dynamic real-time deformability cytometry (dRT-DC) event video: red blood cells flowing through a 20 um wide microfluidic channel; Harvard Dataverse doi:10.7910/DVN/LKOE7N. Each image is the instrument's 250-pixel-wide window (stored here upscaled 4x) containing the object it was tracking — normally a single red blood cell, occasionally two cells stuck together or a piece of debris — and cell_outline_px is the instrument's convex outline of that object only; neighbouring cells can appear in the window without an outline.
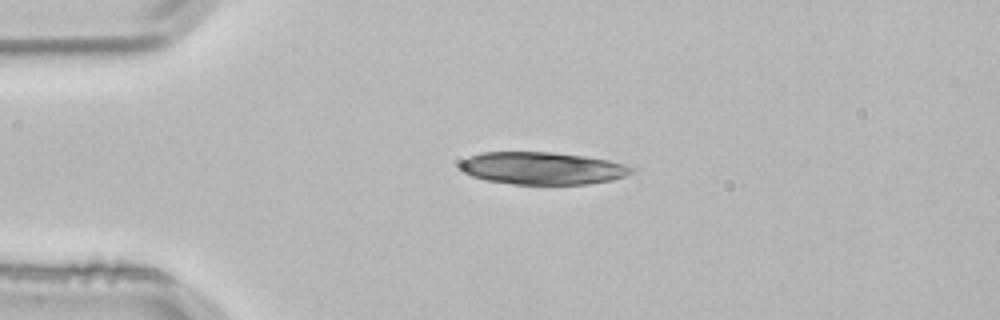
{"species": "common noctule bat (a hibernating species)", "species_latin": "Nyctalus noctula", "temperature_condition": "room temperature", "stored_images_in_passage": 2, "camera_frame_rate_fps": 3000, "um_per_image_px": 0.085, "animal": {"sex": "male", "body_mass_g": 21.5, "forearm_length_mm": 52.0}, "frame": {"image": 1, "passage_image": 1, "time_ms": 0.0, "image_size_px": [1000, 320], "cell_outline_px": [[632, 172], [624, 176], [612, 180], [588, 184], [512, 184], [484, 180], [460, 172], [460, 164], [468, 156], [480, 152], [552, 152], [584, 156], [608, 160], [624, 164], [632, 168]], "centroid_in_image_um": [46.04, 14.3], "position_along_channel_um": 39.0, "area_um2": 32.43}}